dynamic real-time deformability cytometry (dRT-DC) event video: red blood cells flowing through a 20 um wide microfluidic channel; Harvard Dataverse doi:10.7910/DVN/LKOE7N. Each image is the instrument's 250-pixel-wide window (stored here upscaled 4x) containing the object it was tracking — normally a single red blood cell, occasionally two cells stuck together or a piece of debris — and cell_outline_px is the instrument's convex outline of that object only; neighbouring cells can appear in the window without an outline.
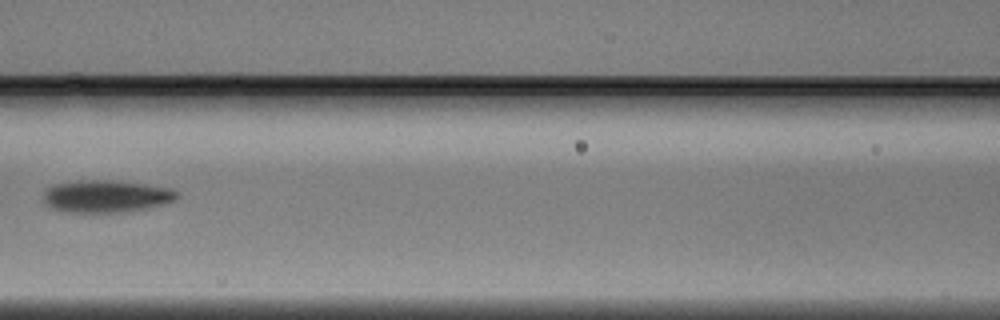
{"species": "Egyptian fruit bat (a non-hibernating species)", "species_latin": "Rousettus aegyptiacus", "temperature_condition": "warm", "stored_images_in_passage": 6, "camera_frame_rate_fps": 3000, "um_per_image_px": 0.085, "animal": {"sex": "male"}, "frame": {"image": 1, "passage_image": 6, "time_ms": 1.667, "image_size_px": [1000, 320], "cell_outline_px": [[180, 196], [176, 200], [164, 204], [148, 208], [124, 212], [68, 212], [52, 208], [44, 204], [44, 192], [48, 188], [56, 184], [72, 180], [112, 180], [144, 184], [172, 188], [180, 192]], "centroid_in_image_um": [9.06, 16.68], "position_along_channel_um": 157.5, "area_um2": 25.43}}